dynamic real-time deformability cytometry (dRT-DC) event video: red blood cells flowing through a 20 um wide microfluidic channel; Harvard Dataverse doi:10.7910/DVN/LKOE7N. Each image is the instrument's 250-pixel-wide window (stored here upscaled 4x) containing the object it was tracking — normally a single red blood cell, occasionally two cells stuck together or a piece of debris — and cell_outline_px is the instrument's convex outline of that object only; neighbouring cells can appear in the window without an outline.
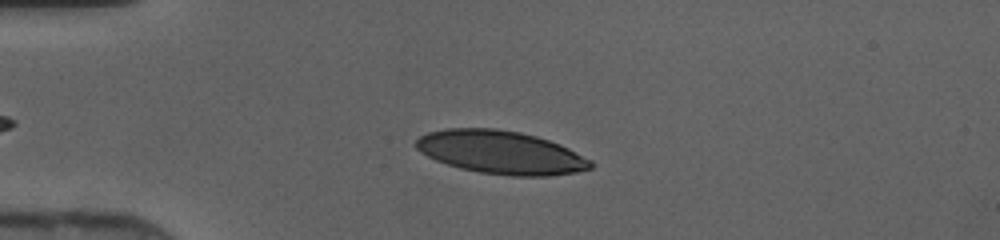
{"species": "human", "species_latin": "Homo sapiens", "temperature_condition": "cold", "stored_images_in_passage": 38, "camera_frame_rate_fps": 3000, "um_per_image_px": 0.085, "donor": {"sex": "female"}, "frame": {"image": 1, "passage_image": 8, "time_ms": 2.333, "image_size_px": [1000, 240], "cell_outline_px": [[596, 164], [592, 168], [576, 172], [548, 176], [512, 176], [480, 172], [460, 168], [436, 160], [420, 152], [416, 148], [416, 140], [420, 136], [428, 132], [448, 128], [496, 128], [520, 132], [536, 136], [560, 144], [592, 160]], "centroid_in_image_um": [42.6, 12.95], "position_along_channel_um": 42.4, "area_um2": 43.99}}
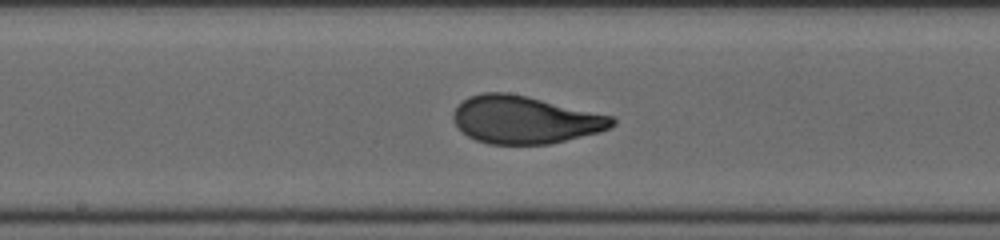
{"frame": {"image": 2, "passage_image": 21, "time_ms": 6.667, "image_size_px": [1000, 240], "cell_outline_px": [[616, 124], [612, 128], [600, 132], [548, 144], [488, 144], [476, 140], [468, 136], [452, 120], [452, 112], [468, 96], [484, 92], [508, 92], [528, 96], [612, 116], [616, 120]], "centroid_in_image_um": [44.62, 10.17], "position_along_channel_um": 203.6, "area_um2": 44.1}}
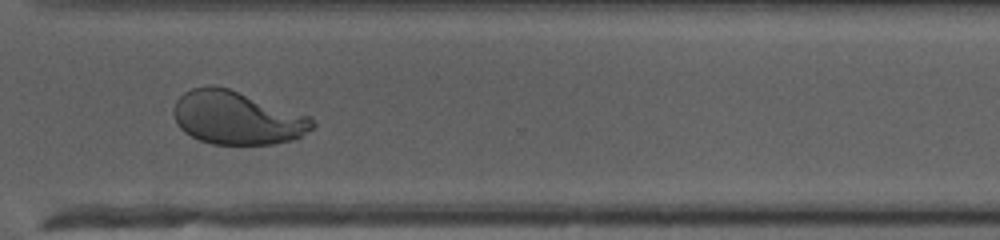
{"frame": {"image": 3, "passage_image": 31, "time_ms": 10.0, "image_size_px": [1000, 240], "cell_outline_px": [[316, 124], [312, 128], [300, 136], [292, 140], [272, 144], [212, 144], [200, 140], [184, 132], [176, 124], [172, 112], [172, 108], [176, 100], [184, 92], [192, 88], [208, 84], [212, 84], [228, 88], [308, 116]], "centroid_in_image_um": [20.06, 10.01], "position_along_channel_um": 350.5, "area_um2": 42.89}}